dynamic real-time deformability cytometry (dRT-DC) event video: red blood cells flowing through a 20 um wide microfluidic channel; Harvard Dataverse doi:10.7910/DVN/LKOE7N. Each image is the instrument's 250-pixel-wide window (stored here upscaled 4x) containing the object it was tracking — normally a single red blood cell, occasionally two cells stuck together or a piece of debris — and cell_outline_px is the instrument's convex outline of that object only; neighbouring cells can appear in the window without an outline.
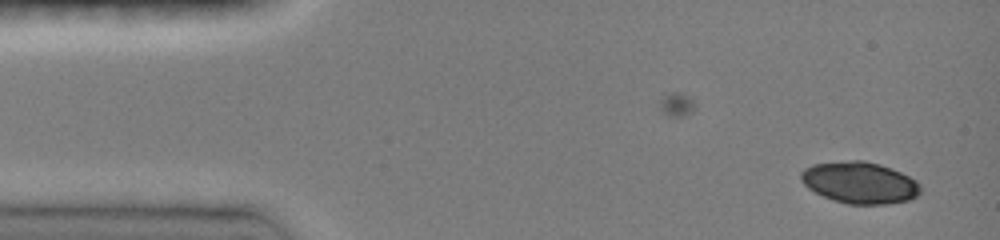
{"species": "common noctule bat (a hibernating species)", "species_latin": "Nyctalus noctula", "temperature_condition": "room temperature", "stored_images_in_passage": 37, "camera_frame_rate_fps": 3000, "um_per_image_px": 0.085, "animal": {"sex": "female", "body_mass_g": 19.0, "forearm_length_mm": 51.5}, "frame": {"image": 1, "passage_image": 1, "time_ms": 0.0, "image_size_px": [1000, 240], "cell_outline_px": [[920, 192], [916, 196], [908, 200], [888, 204], [848, 204], [832, 200], [808, 188], [800, 180], [800, 172], [804, 168], [812, 164], [852, 160], [864, 160], [880, 164], [892, 168], [916, 180], [920, 184]], "centroid_in_image_um": [73.06, 15.52], "position_along_channel_um": 11.9, "area_um2": 29.07}}
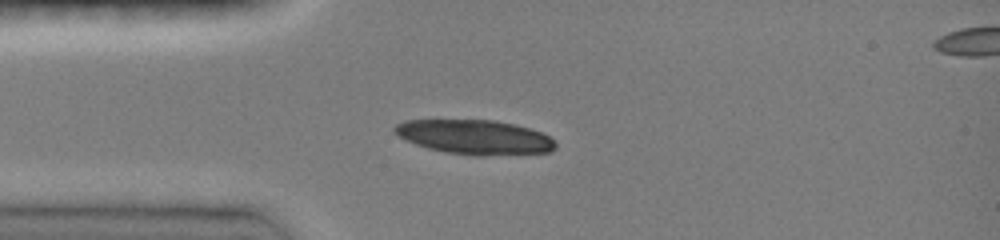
{"frame": {"image": 2, "passage_image": 8, "time_ms": 3.0, "image_size_px": [1000, 240], "cell_outline_px": [[556, 148], [552, 152], [484, 156], [472, 156], [444, 152], [428, 148], [416, 144], [392, 132], [392, 128], [396, 124], [404, 120], [492, 120], [512, 124], [528, 128], [540, 132], [548, 136], [556, 144]], "centroid_in_image_um": [40.33, 11.66], "position_along_channel_um": 44.7, "area_um2": 32.31}}
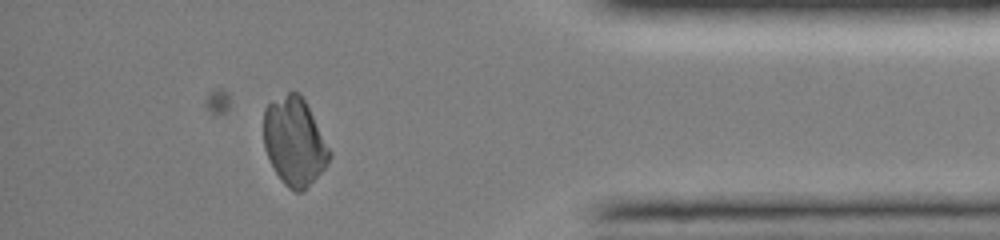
{"frame": {"image": 3, "passage_image": 33, "time_ms": 12.667, "image_size_px": [1000, 240], "cell_outline_px": [[332, 156], [328, 164], [304, 192], [296, 192], [288, 188], [284, 184], [276, 172], [264, 148], [264, 108], [268, 104], [288, 92], [300, 92], [332, 152]], "centroid_in_image_um": [25.04, 12.06], "position_along_channel_um": 410.2, "area_um2": 33.7}}